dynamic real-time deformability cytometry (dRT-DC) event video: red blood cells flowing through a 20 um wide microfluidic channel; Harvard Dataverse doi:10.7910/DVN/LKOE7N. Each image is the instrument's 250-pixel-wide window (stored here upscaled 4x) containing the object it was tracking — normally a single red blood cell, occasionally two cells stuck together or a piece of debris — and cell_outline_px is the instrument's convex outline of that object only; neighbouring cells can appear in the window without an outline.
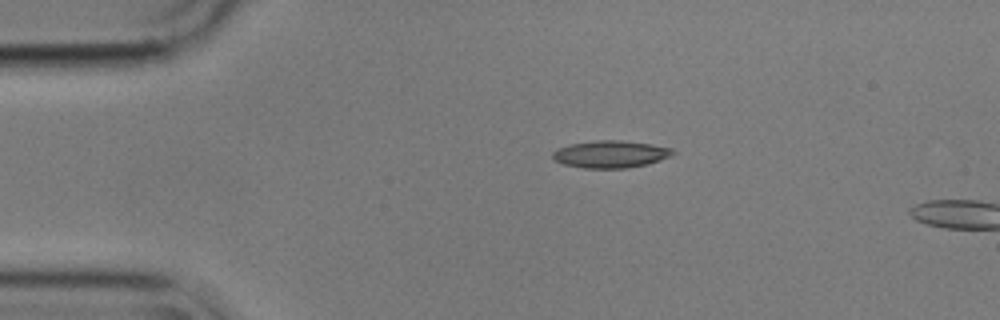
{"species": "common noctule bat (a hibernating species)", "species_latin": "Nyctalus noctula", "temperature_condition": "cold", "stored_images_in_passage": 4, "camera_frame_rate_fps": 3000, "um_per_image_px": 0.085, "animal": {"sex": "male", "body_mass_g": 17.9}, "frame": {"image": 1, "passage_image": 1, "time_ms": 0.0, "image_size_px": [1000, 320], "cell_outline_px": [[676, 152], [672, 156], [648, 164], [628, 168], [584, 168], [564, 164], [556, 160], [552, 156], [552, 152], [556, 148], [568, 144], [596, 140], [620, 140], [652, 144], [672, 148]], "centroid_in_image_um": [51.91, 13.1], "position_along_channel_um": 33.1, "area_um2": 19.25}}